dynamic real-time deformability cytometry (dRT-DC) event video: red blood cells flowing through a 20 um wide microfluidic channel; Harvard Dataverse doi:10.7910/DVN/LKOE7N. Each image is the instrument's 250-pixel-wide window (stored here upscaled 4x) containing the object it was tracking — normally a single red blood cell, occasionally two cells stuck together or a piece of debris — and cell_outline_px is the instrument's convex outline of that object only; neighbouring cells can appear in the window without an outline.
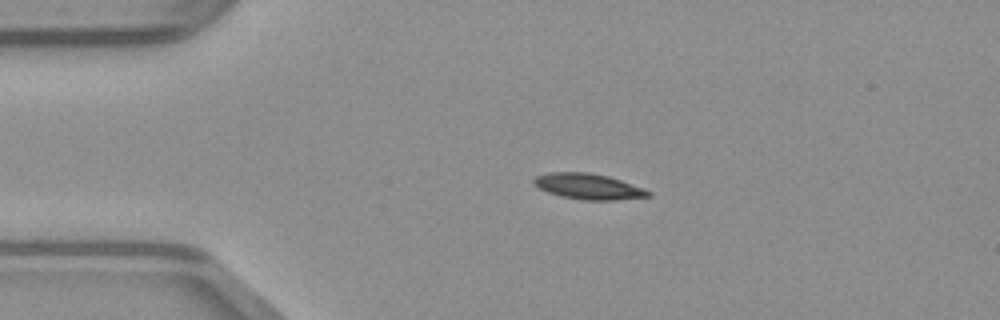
{"species": "common noctule bat (a hibernating species)", "species_latin": "Nyctalus noctula", "temperature_condition": "warm", "stored_images_in_passage": 40, "camera_frame_rate_fps": 3000, "um_per_image_px": 0.085, "animal": {"sex": "male", "body_mass_g": 23.1, "forearm_length_mm": 52.7}, "frame": {"image": 1, "passage_image": 1, "time_ms": 0.0, "image_size_px": [1000, 320], "cell_outline_px": [[652, 196], [616, 200], [584, 200], [564, 196], [548, 192], [532, 184], [532, 180], [536, 176], [548, 172], [588, 172], [608, 176], [644, 188], [652, 192]], "centroid_in_image_um": [50.02, 15.84], "position_along_channel_um": 35.0, "area_um2": 17.11}}
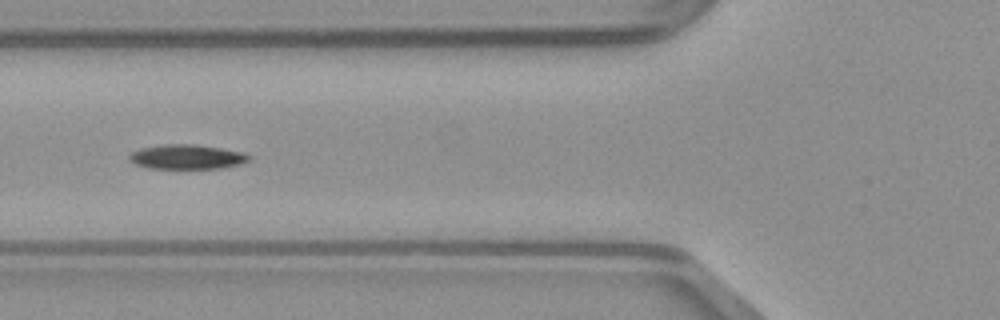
{"frame": {"image": 2, "passage_image": 9, "time_ms": 2.667, "image_size_px": [1000, 320], "cell_outline_px": [[252, 160], [240, 164], [224, 168], [148, 168], [136, 164], [128, 160], [128, 156], [132, 152], [140, 148], [160, 144], [196, 144], [244, 152], [252, 156]], "centroid_in_image_um": [15.91, 13.32], "position_along_channel_um": 109.9, "area_um2": 17.34}}
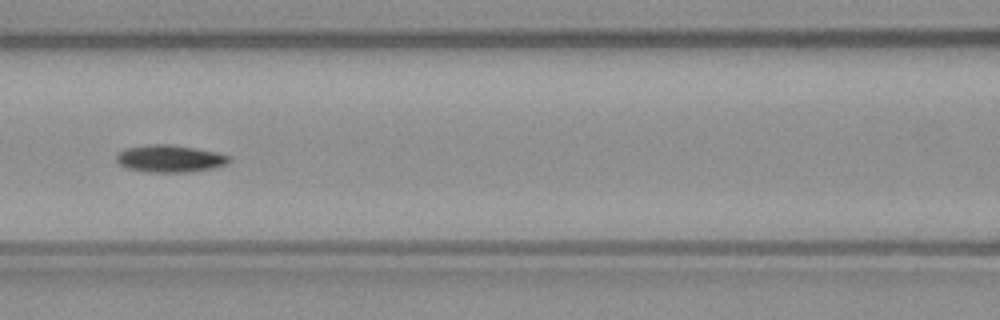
{"frame": {"image": 3, "passage_image": 12, "time_ms": 3.667, "image_size_px": [1000, 320], "cell_outline_px": [[232, 160], [228, 164], [216, 168], [188, 172], [148, 172], [128, 168], [120, 164], [116, 160], [116, 152], [124, 148], [152, 144], [168, 144], [216, 152], [232, 156]], "centroid_in_image_um": [14.47, 13.48], "position_along_channel_um": 152.1, "area_um2": 18.03}}